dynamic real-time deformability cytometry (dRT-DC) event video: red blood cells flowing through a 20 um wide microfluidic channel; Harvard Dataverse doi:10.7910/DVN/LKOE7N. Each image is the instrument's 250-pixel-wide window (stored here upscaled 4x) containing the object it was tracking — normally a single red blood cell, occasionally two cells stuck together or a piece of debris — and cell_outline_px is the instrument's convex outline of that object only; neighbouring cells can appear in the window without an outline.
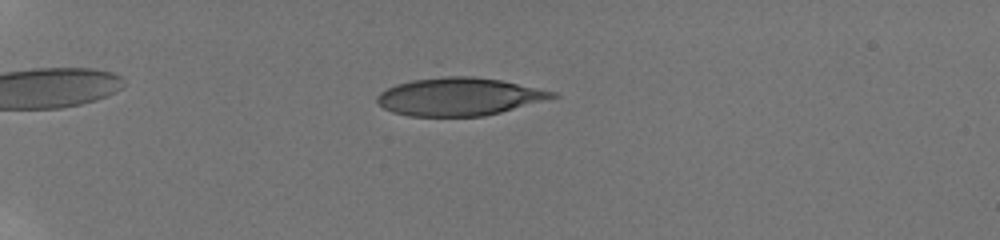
{"species": "human", "species_latin": "Homo sapiens", "temperature_condition": "room temperature", "stored_images_in_passage": 12, "camera_frame_rate_fps": 3000, "um_per_image_px": 0.085, "donor": {"sex": "male"}, "frame": {"image": 1, "passage_image": 5, "time_ms": 1.0, "image_size_px": [1000, 240], "cell_outline_px": [[560, 96], [500, 112], [484, 116], [408, 116], [392, 112], [384, 108], [376, 100], [376, 96], [380, 92], [396, 84], [412, 80], [436, 76], [472, 76], [500, 80], [556, 92]], "centroid_in_image_um": [38.99, 8.21], "position_along_channel_um": 46.0, "area_um2": 38.55}}